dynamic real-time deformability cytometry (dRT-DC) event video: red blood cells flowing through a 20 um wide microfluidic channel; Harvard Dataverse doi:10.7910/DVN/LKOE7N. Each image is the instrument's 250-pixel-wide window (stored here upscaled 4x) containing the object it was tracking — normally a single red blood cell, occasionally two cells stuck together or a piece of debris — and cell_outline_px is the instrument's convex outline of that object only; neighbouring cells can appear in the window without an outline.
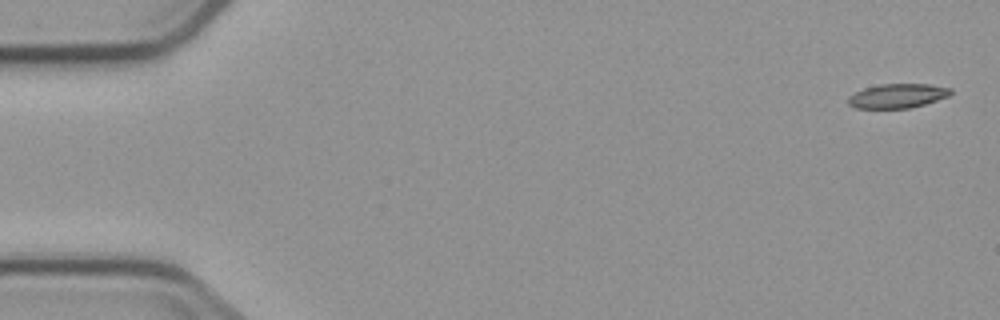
{"species": "common noctule bat (a hibernating species)", "species_latin": "Nyctalus noctula", "temperature_condition": "cold", "stored_images_in_passage": 6, "segment_of_instrument_passage": [1, 2], "camera_frame_rate_fps": 3000, "um_per_image_px": 0.085, "animal": {"sex": "male", "body_mass_g": 23.1, "forearm_length_mm": 52.7}, "frame": {"image": 1, "passage_image": 1, "time_ms": 0.0, "image_size_px": [1000, 320], "cell_outline_px": [[952, 92], [948, 96], [924, 104], [908, 108], [856, 108], [848, 104], [848, 96], [864, 88], [880, 84], [928, 84], [952, 88]], "centroid_in_image_um": [76.28, 8.14], "position_along_channel_um": 8.7, "area_um2": 14.39}}
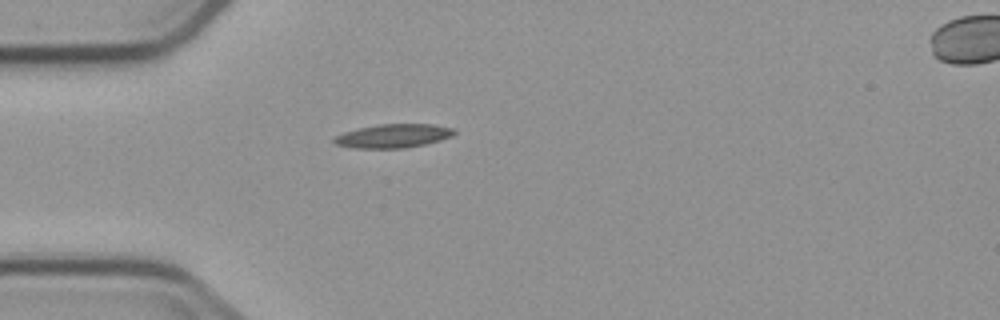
{"frame": {"image": 2, "passage_image": 5, "time_ms": 4.667, "image_size_px": [1000, 320], "cell_outline_px": [[456, 132], [452, 136], [440, 140], [424, 144], [404, 148], [352, 148], [336, 144], [332, 140], [336, 136], [344, 132], [360, 128], [380, 124], [432, 124], [452, 128]], "centroid_in_image_um": [33.42, 11.55], "position_along_channel_um": 51.6, "area_um2": 16.42}}